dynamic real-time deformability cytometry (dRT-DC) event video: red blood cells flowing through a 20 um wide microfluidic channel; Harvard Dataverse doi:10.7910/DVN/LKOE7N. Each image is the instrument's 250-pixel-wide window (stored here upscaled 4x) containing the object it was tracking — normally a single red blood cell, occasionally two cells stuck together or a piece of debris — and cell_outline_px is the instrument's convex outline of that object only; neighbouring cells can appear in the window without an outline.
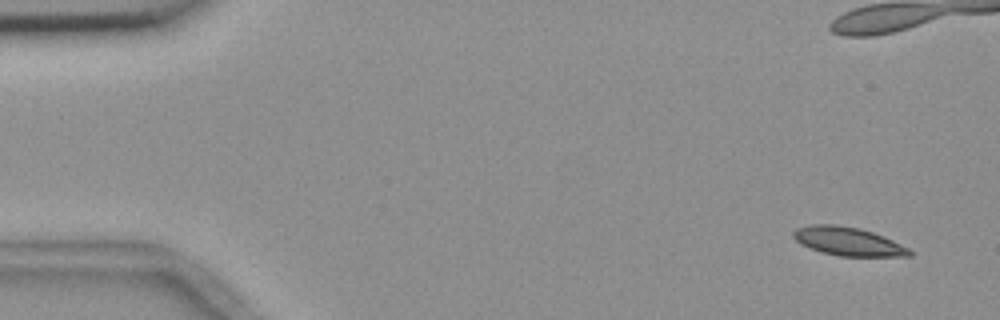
{"species": "common noctule bat (a hibernating species)", "species_latin": "Nyctalus noctula", "temperature_condition": "room temperature", "stored_images_in_passage": 12, "camera_frame_rate_fps": 3000, "um_per_image_px": 0.085, "animal": {"sex": "female", "body_mass_g": 18.4}, "frame": {"image": 1, "passage_image": 1, "time_ms": 0.0, "image_size_px": [1000, 320], "cell_outline_px": [[912, 256], [840, 256], [820, 252], [800, 244], [792, 236], [792, 232], [796, 228], [808, 224], [836, 224], [860, 228], [884, 236], [908, 248], [912, 252]], "centroid_in_image_um": [72.04, 20.51], "position_along_channel_um": 13.0, "area_um2": 19.42}}
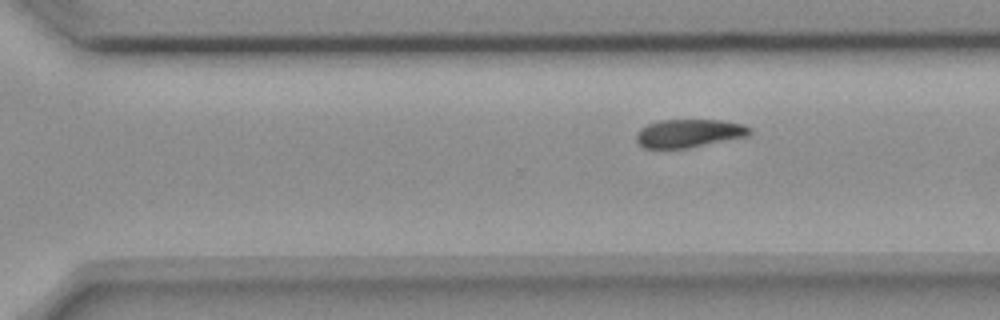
{"frame": {"image": 2, "passage_image": 10, "time_ms": 14.0, "image_size_px": [1000, 320], "cell_outline_px": [[752, 132], [748, 136], [688, 148], [644, 148], [636, 140], [636, 132], [640, 128], [648, 124], [660, 120], [720, 120], [744, 124], [752, 128]], "centroid_in_image_um": [58.58, 11.32], "position_along_channel_um": 312.0, "area_um2": 18.73}}